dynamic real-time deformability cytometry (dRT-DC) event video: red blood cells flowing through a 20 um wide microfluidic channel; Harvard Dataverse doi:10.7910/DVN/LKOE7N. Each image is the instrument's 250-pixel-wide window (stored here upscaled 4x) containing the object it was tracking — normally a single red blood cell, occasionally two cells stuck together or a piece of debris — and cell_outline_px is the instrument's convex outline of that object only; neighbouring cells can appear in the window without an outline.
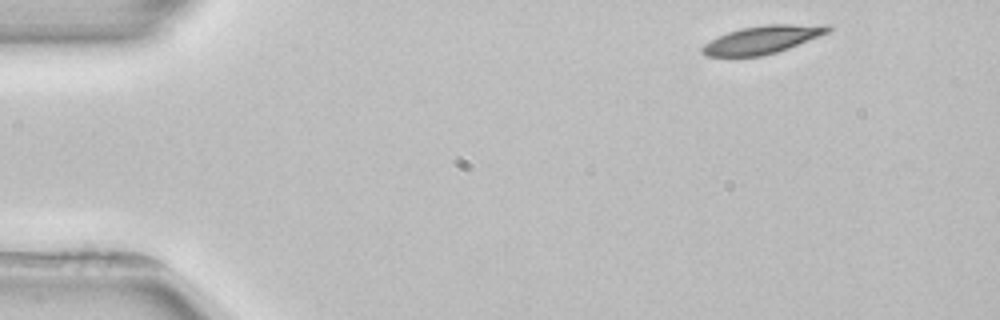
{"species": "common noctule bat (a hibernating species)", "species_latin": "Nyctalus noctula", "temperature_condition": "room temperature", "stored_images_in_passage": 3, "camera_frame_rate_fps": 3000, "um_per_image_px": 0.085, "animal": {"sex": "female", "body_mass_g": 22.7, "forearm_length_mm": 54.2}, "frame": {"image": 1, "passage_image": 1, "time_ms": 0.0, "image_size_px": [1000, 320], "cell_outline_px": [[832, 28], [828, 32], [788, 48], [776, 52], [760, 56], [704, 56], [700, 52], [700, 48], [704, 44], [728, 32], [740, 28], [768, 24], [828, 24]], "centroid_in_image_um": [64.79, 3.36], "position_along_channel_um": 20.2, "area_um2": 20.29}}
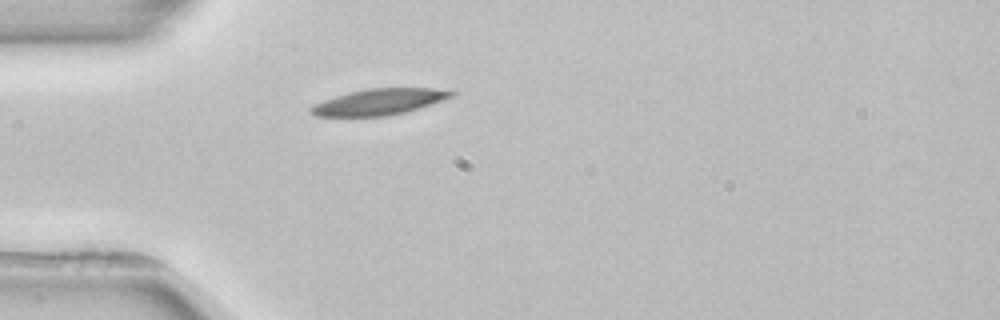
{"frame": {"image": 2, "passage_image": 3, "time_ms": 3.0, "image_size_px": [1000, 320], "cell_outline_px": [[456, 92], [452, 96], [420, 108], [388, 116], [316, 116], [308, 112], [308, 108], [324, 100], [336, 96], [368, 88], [432, 88]], "centroid_in_image_um": [32.2, 8.66], "position_along_channel_um": 52.8, "area_um2": 21.04}}